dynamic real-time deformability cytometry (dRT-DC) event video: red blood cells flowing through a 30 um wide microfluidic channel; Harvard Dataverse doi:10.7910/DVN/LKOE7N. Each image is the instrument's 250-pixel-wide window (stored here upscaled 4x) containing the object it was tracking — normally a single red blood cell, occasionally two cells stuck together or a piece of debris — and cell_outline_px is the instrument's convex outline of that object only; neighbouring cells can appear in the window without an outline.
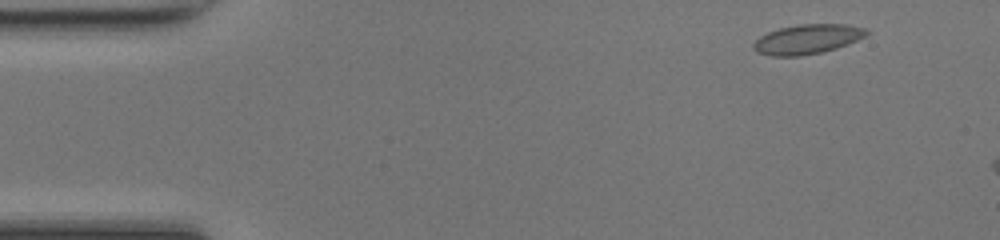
{"species": "common noctule bat (a hibernating species)", "species_latin": "Nyctalus noctula", "temperature_condition": "room temperature", "stored_images_in_passage": 44, "camera_frame_rate_fps": 3000, "um_per_image_px": 0.085, "animal": {"sex": "female", "body_mass_g": 17.0, "forearm_length_mm": 48.0}, "frame": {"image": 1, "passage_image": 2, "time_ms": 0.333, "image_size_px": [1000, 240], "cell_outline_px": [[872, 32], [848, 44], [836, 48], [820, 52], [800, 56], [772, 56], [756, 52], [752, 48], [752, 44], [760, 36], [768, 32], [780, 28], [800, 24], [844, 24], [864, 28]], "centroid_in_image_um": [68.6, 3.33], "position_along_channel_um": 16.4, "area_um2": 19.42}}
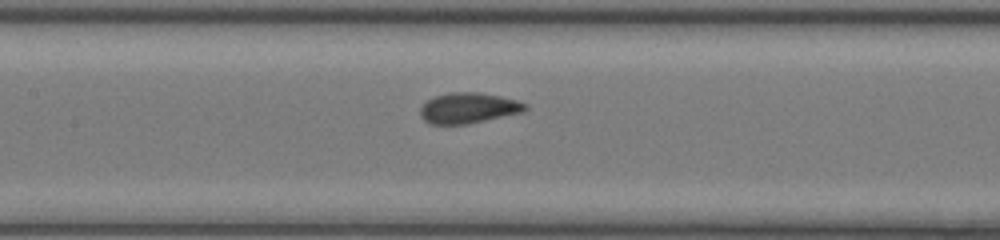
{"frame": {"image": 2, "passage_image": 20, "time_ms": 6.333, "image_size_px": [1000, 240], "cell_outline_px": [[528, 108], [520, 112], [484, 120], [464, 124], [432, 124], [424, 120], [420, 116], [420, 108], [428, 100], [436, 96], [452, 92], [476, 92], [500, 96], [516, 100], [528, 104]], "centroid_in_image_um": [39.8, 9.17], "position_along_channel_um": 167.6, "area_um2": 18.32}}
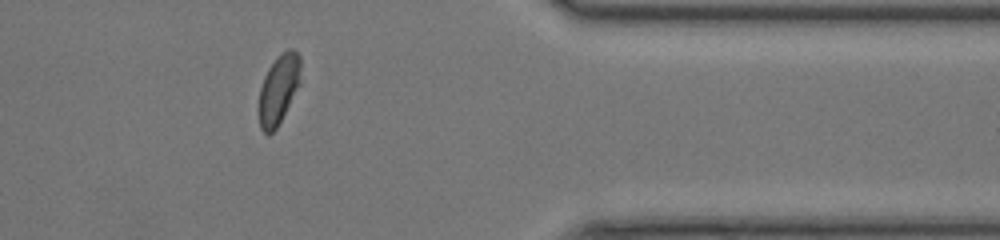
{"frame": {"image": 3, "passage_image": 37, "time_ms": 12.0, "image_size_px": [1000, 240], "cell_outline_px": [[300, 80], [276, 128], [268, 136], [260, 128], [260, 88], [264, 76], [268, 68], [276, 56], [280, 52], [288, 48], [292, 48], [300, 56]], "centroid_in_image_um": [23.67, 7.52], "position_along_channel_um": 387.7, "area_um2": 16.42}, "authors_computed_cell_mechanics": {"area_um2": 18.1781, "velocity_mm_per_s": 4.2487, "shape_relaxation_time_tau1_ms": 3.2196, "shape_relaxation_time_tau2_ms": null, "deformation_change_tau1": 0.0954, "deformation_change_tau2": null}}